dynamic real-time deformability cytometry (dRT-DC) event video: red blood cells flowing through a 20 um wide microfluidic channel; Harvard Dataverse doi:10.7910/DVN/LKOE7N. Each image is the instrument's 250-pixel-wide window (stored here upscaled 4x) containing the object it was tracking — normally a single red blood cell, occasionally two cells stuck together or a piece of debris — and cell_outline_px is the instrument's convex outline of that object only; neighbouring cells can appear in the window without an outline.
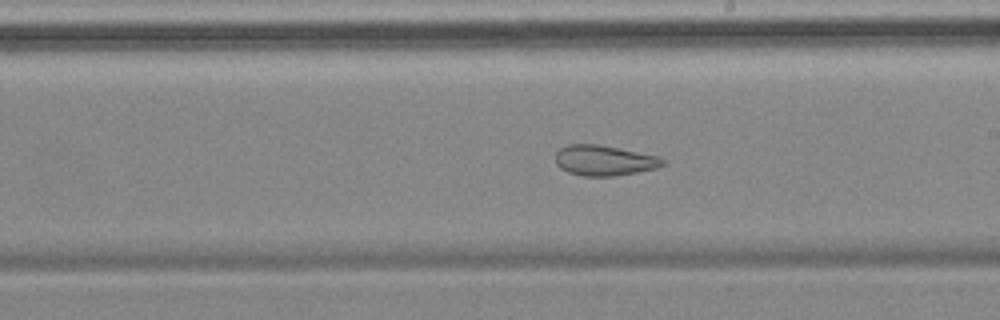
{"species": "common noctule bat (a hibernating species)", "species_latin": "Nyctalus noctula", "temperature_condition": "cold", "stored_images_in_passage": 53, "camera_frame_rate_fps": 3000, "um_per_image_px": 0.085, "animal": {"sex": "female", "body_mass_g": 18.4}, "frame": {"image": 1, "passage_image": 31, "time_ms": 10.0, "image_size_px": [1000, 320], "cell_outline_px": [[664, 164], [656, 168], [636, 172], [612, 176], [584, 176], [568, 172], [560, 168], [556, 164], [556, 152], [560, 148], [568, 144], [596, 144], [656, 156], [664, 160]], "centroid_in_image_um": [51.29, 13.64], "position_along_channel_um": 237.7, "area_um2": 18.61}}
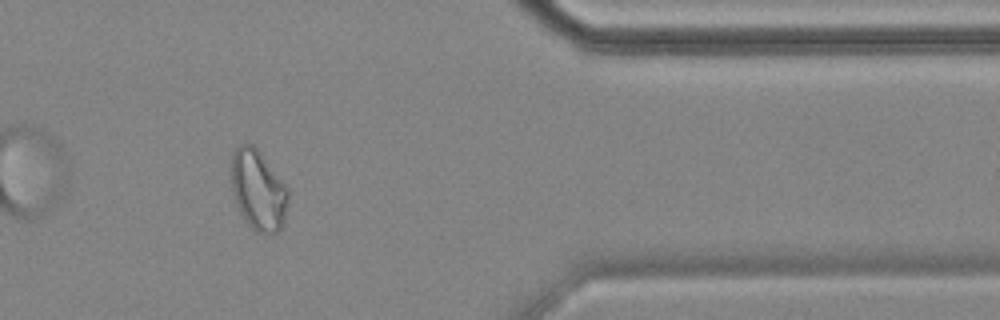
{"frame": {"image": 2, "passage_image": 46, "time_ms": 15.0, "image_size_px": [1000, 320], "cell_outline_px": [[288, 204], [284, 220], [280, 232], [256, 232], [244, 220], [236, 204], [232, 188], [232, 152], [240, 144], [252, 144], [260, 152], [288, 188]], "centroid_in_image_um": [21.95, 16.17], "position_along_channel_um": 389.4, "area_um2": 26.41}, "authors_computed_cell_mechanics": {"area_um2": 26.877, "velocity_mm_per_s": 3.484, "shape_relaxation_time_tau1_ms": null, "shape_relaxation_time_tau2_ms": 2.0785, "deformation_change_tau1": null, "deformation_change_tau2": 0.0878}}